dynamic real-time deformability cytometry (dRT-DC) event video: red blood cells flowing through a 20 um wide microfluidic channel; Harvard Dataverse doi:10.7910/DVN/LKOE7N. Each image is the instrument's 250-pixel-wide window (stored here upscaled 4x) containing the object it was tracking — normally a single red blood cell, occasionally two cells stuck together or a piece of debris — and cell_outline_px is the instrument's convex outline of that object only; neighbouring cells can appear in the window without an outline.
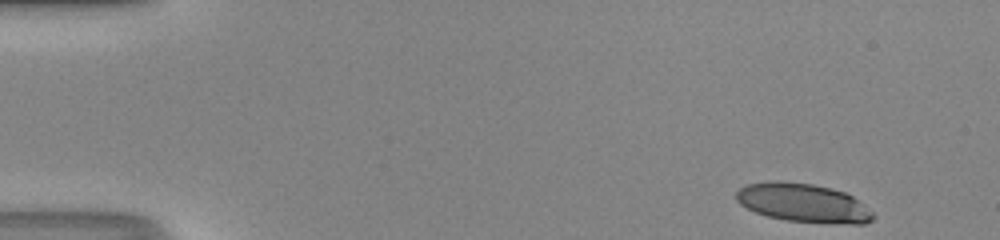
{"species": "human", "species_latin": "Homo sapiens", "temperature_condition": "room temperature", "stored_images_in_passage": 46, "camera_frame_rate_fps": 3000, "um_per_image_px": 0.085, "donor": {"sex": "male"}, "frame": {"image": 1, "passage_image": 1, "time_ms": 0.0, "image_size_px": [1000, 240], "cell_outline_px": [[876, 216], [872, 220], [864, 224], [852, 224], [788, 220], [768, 216], [756, 212], [740, 204], [736, 200], [736, 192], [740, 188], [748, 184], [768, 180], [780, 180], [812, 184], [832, 188], [844, 192], [852, 196], [872, 212]], "centroid_in_image_um": [68.26, 17.22], "position_along_channel_um": 16.7, "area_um2": 30.69}}
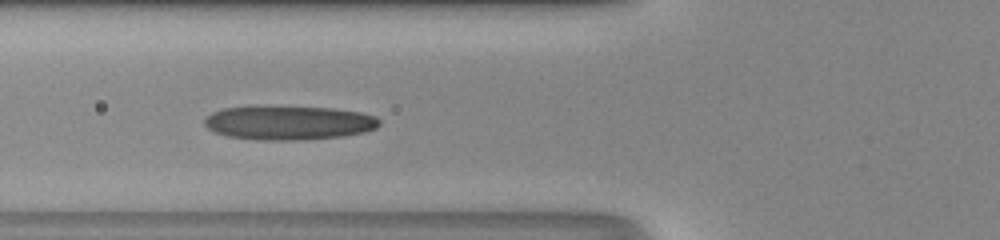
{"frame": {"image": 2, "passage_image": 16, "time_ms": 5.0, "image_size_px": [1000, 240], "cell_outline_px": [[380, 124], [376, 128], [364, 132], [344, 136], [300, 140], [256, 140], [228, 136], [212, 132], [204, 124], [204, 116], [212, 112], [224, 108], [248, 104], [260, 104], [332, 108], [360, 112], [376, 116], [380, 120]], "centroid_in_image_um": [24.47, 10.4], "position_along_channel_um": 101.3, "area_um2": 35.95}}
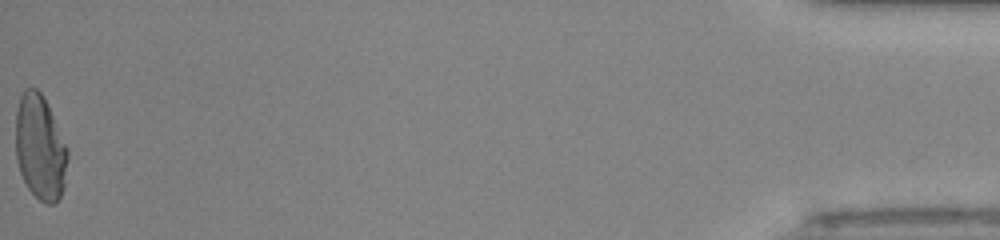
{"frame": {"image": 3, "passage_image": 46, "time_ms": 15.0, "image_size_px": [1000, 240], "cell_outline_px": [[68, 160], [64, 188], [60, 196], [52, 204], [44, 204], [28, 188], [20, 172], [16, 160], [16, 112], [20, 96], [24, 88], [36, 88], [40, 92], [68, 148]], "centroid_in_image_um": [3.4, 12.56], "position_along_channel_um": 431.8, "area_um2": 31.62}, "authors_computed_cell_mechanics": {"area_um2": 33.1194, "velocity_mm_per_s": 4.2882, "shape_relaxation_time_tau1_ms": 10.8339, "shape_relaxation_time_tau2_ms": 1.4836, "deformation_change_tau1": 0.2926, "deformation_change_tau2": 0.0886}}